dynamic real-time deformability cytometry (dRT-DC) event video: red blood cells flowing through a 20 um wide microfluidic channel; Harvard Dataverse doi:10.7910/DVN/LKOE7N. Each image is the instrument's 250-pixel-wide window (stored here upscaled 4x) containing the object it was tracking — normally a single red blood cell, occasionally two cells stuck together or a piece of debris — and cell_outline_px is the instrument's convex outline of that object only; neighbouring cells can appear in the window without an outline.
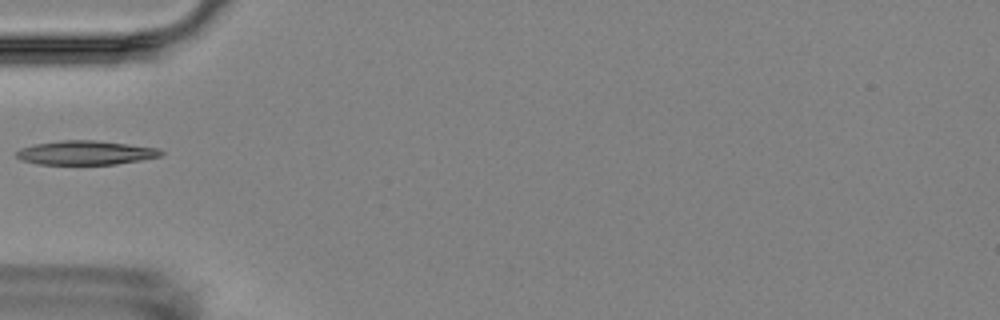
{"species": "Egyptian fruit bat (a non-hibernating species)", "species_latin": "Rousettus aegyptiacus", "temperature_condition": "room temperature", "stored_images_in_passage": 3, "camera_frame_rate_fps": 3000, "um_per_image_px": 0.085, "animal": {"sex": "female"}, "frame": {"image": 1, "passage_image": 2, "time_ms": 1.333, "image_size_px": [1000, 320], "cell_outline_px": [[164, 152], [160, 156], [140, 160], [116, 164], [36, 164], [20, 160], [16, 156], [16, 152], [20, 148], [36, 144], [60, 140], [96, 140], [160, 148]], "centroid_in_image_um": [7.27, 12.98], "position_along_channel_um": 77.7, "area_um2": 20.29}}